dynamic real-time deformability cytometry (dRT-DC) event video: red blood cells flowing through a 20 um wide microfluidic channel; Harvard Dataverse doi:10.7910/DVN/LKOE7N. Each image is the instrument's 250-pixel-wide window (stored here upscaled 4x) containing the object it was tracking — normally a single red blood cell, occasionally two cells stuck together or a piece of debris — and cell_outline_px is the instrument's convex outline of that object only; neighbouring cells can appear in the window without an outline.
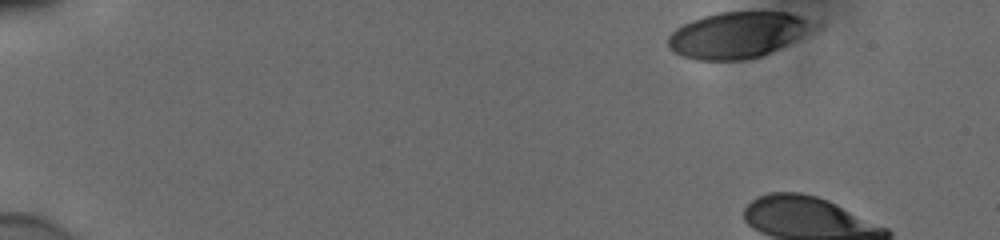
{"species": "human", "species_latin": "Homo sapiens", "temperature_condition": "cold", "stored_images_in_passage": 6, "camera_frame_rate_fps": 3000, "um_per_image_px": 0.085, "donor": {"sex": "male"}, "frame": {"image": 1, "passage_image": 1, "time_ms": 0.0, "image_size_px": [1000, 240], "cell_outline_px": [[824, 28], [760, 56], [744, 60], [696, 60], [684, 56], [676, 52], [668, 44], [668, 36], [676, 28], [692, 20], [704, 16], [720, 12], [784, 12], [800, 16], [824, 24]], "centroid_in_image_um": [62.83, 2.95], "position_along_channel_um": 22.2, "area_um2": 39.42}}